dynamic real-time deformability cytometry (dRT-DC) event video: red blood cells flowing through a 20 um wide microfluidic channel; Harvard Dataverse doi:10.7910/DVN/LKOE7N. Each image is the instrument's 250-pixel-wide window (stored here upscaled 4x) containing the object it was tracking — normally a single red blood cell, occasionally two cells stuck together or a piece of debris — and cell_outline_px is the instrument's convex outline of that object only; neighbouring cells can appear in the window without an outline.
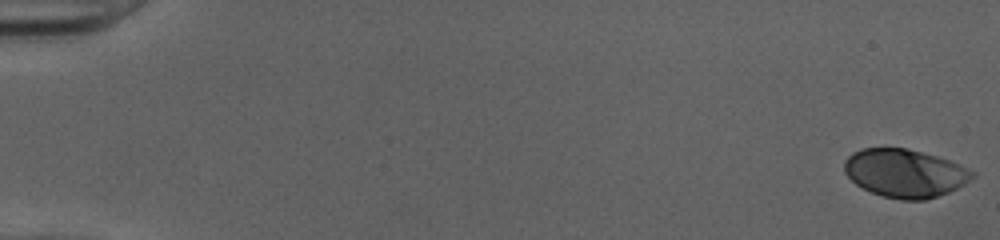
{"species": "human", "species_latin": "Homo sapiens", "temperature_condition": "cold", "stored_images_in_passage": 52, "camera_frame_rate_fps": 3000, "um_per_image_px": 0.085, "donor": {"sex": "female"}, "frame": {"image": 1, "passage_image": 1, "time_ms": 0.0, "image_size_px": [1000, 240], "cell_outline_px": [[976, 176], [964, 184], [948, 192], [924, 200], [900, 200], [884, 196], [872, 192], [856, 184], [844, 172], [844, 160], [852, 152], [860, 148], [908, 148], [936, 156], [948, 160], [976, 172]], "centroid_in_image_um": [76.9, 14.71], "position_along_channel_um": 8.1, "area_um2": 35.84}}
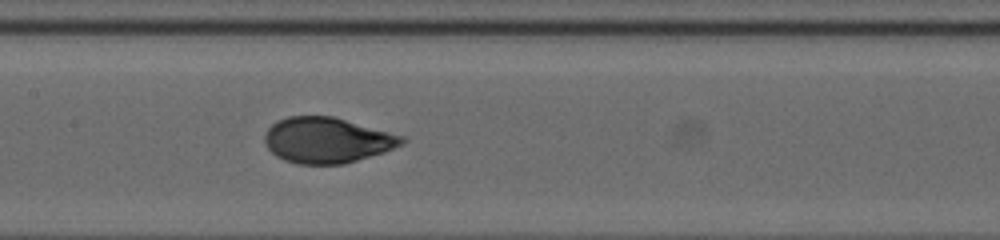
{"frame": {"image": 2, "passage_image": 27, "time_ms": 8.667, "image_size_px": [1000, 240], "cell_outline_px": [[408, 140], [404, 144], [384, 152], [344, 164], [296, 164], [284, 160], [276, 156], [268, 148], [264, 140], [264, 136], [268, 128], [272, 124], [288, 116], [332, 116], [404, 136]], "centroid_in_image_um": [27.81, 11.92], "position_along_channel_um": 179.6, "area_um2": 36.41}}
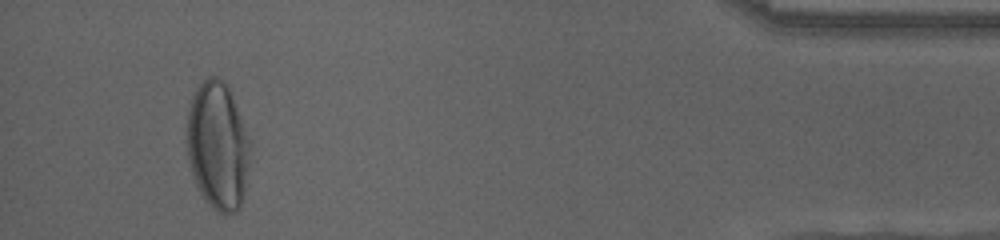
{"frame": {"image": 3, "passage_image": 49, "time_ms": 16.0, "image_size_px": [1000, 240], "cell_outline_px": [[252, 144], [244, 192], [240, 208], [236, 212], [224, 216], [216, 212], [204, 200], [192, 176], [188, 160], [184, 132], [188, 112], [192, 96], [196, 88], [208, 76], [216, 76], [224, 80], [228, 84], [252, 140]], "centroid_in_image_um": [18.51, 12.39], "position_along_channel_um": 416.7, "area_um2": 48.73}, "authors_computed_cell_mechanics": {"area_um2": 36.2406, "velocity_mm_per_s": 4.0341, "shape_relaxation_time_tau1_ms": 6.1242, "shape_relaxation_time_tau2_ms": null, "deformation_change_tau1": 0.2445, "deformation_change_tau2": null}}